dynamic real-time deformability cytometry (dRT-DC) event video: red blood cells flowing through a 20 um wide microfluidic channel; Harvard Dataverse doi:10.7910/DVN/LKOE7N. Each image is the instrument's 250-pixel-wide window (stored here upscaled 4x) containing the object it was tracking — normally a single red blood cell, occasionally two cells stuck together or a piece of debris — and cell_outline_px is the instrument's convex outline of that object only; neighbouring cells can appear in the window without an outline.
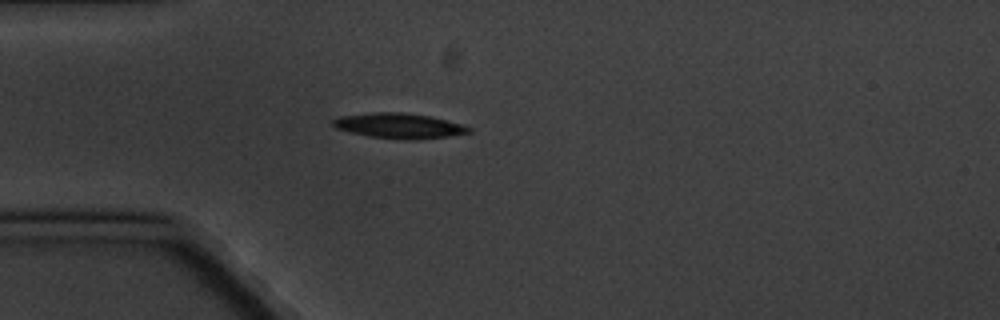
{"species": "common noctule bat (a hibernating species)", "species_latin": "Nyctalus noctula", "temperature_condition": "cold", "stored_images_in_passage": 3, "camera_frame_rate_fps": 3000, "um_per_image_px": 0.085, "animal": {"sex": "male", "body_mass_g": 20.1, "forearm_length_mm": 53.5}, "frame": {"image": 1, "passage_image": 3, "time_ms": 3.0, "image_size_px": [1000, 320], "cell_outline_px": [[472, 132], [448, 136], [416, 140], [412, 140], [372, 136], [352, 132], [336, 128], [332, 124], [332, 120], [340, 116], [372, 112], [404, 112], [432, 116], [460, 124], [472, 128]], "centroid_in_image_um": [33.95, 10.67], "position_along_channel_um": 51.1, "area_um2": 19.77}}